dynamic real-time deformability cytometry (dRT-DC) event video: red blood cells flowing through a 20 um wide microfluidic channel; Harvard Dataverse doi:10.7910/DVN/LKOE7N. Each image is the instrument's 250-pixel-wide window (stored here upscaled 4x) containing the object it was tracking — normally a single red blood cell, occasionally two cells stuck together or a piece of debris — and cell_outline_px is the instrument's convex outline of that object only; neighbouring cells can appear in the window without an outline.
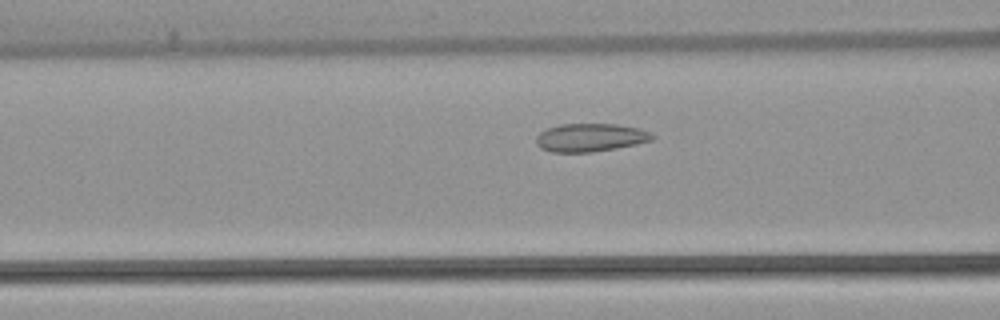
{"species": "common noctule bat (a hibernating species)", "species_latin": "Nyctalus noctula", "temperature_condition": "warm", "stored_images_in_passage": 49, "camera_frame_rate_fps": 3000, "um_per_image_px": 0.085, "animal": {"sex": "female", "body_mass_g": 22.7, "forearm_length_mm": 54.2}, "frame": {"image": 1, "passage_image": 17, "time_ms": 5.333, "image_size_px": [1000, 320], "cell_outline_px": [[656, 136], [652, 140], [636, 144], [616, 148], [592, 152], [552, 152], [540, 148], [536, 144], [536, 136], [540, 132], [548, 128], [560, 124], [616, 124], [640, 128]], "centroid_in_image_um": [50.17, 11.69], "position_along_channel_um": 116.4, "area_um2": 19.07}}
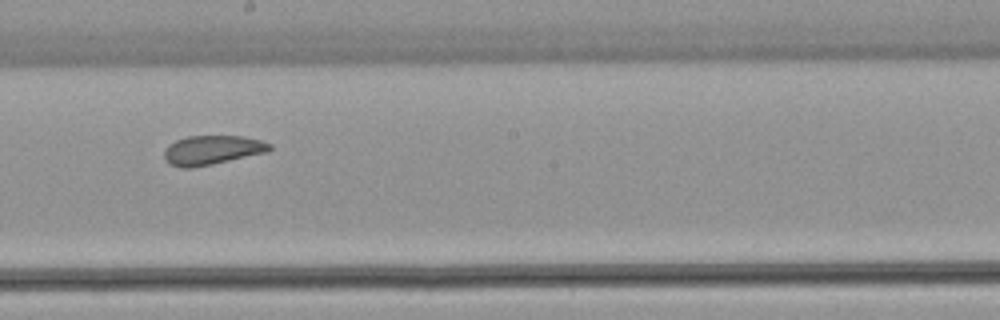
{"frame": {"image": 2, "passage_image": 26, "time_ms": 8.333, "image_size_px": [1000, 320], "cell_outline_px": [[272, 148], [268, 152], [212, 164], [192, 168], [180, 168], [168, 164], [164, 160], [164, 152], [168, 144], [176, 140], [188, 136], [244, 136], [260, 140], [272, 144]], "centroid_in_image_um": [18.01, 12.76], "position_along_channel_um": 230.2, "area_um2": 18.15}}
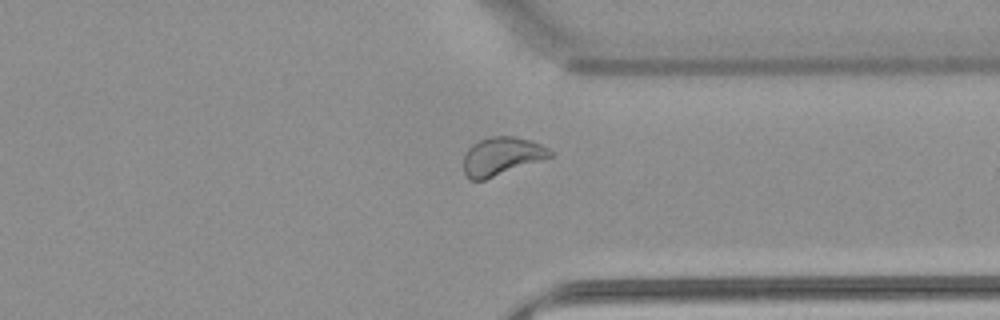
{"frame": {"image": 3, "passage_image": 37, "time_ms": 12.0, "image_size_px": [1000, 320], "cell_outline_px": [[552, 156], [484, 180], [468, 180], [464, 172], [464, 156], [468, 148], [472, 144], [480, 140], [492, 136], [516, 136], [532, 140], [548, 148], [552, 152]], "centroid_in_image_um": [42.62, 13.27], "position_along_channel_um": 368.8, "area_um2": 19.13}, "authors_computed_cell_mechanics": {"area_um2": 20.1722, "velocity_mm_per_s": 3.7994, "shape_relaxation_time_tau1_ms": null, "shape_relaxation_time_tau2_ms": 1.3088, "deformation_change_tau1": null, "deformation_change_tau2": 0.0639}}